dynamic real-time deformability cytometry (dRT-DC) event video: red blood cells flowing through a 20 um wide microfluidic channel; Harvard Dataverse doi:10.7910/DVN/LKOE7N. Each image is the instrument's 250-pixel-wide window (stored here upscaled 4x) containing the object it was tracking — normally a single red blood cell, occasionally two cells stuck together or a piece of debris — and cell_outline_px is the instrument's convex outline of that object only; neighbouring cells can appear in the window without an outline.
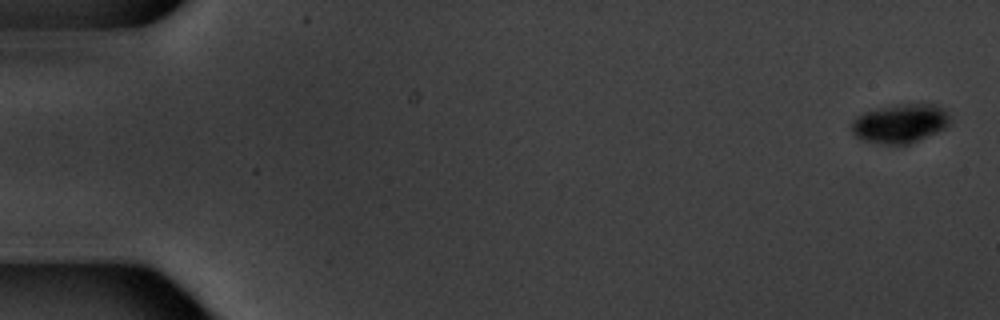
{"species": "common noctule bat (a hibernating species)", "species_latin": "Nyctalus noctula", "temperature_condition": "warm", "stored_images_in_passage": 6, "camera_frame_rate_fps": 3000, "um_per_image_px": 0.085, "animal": {"sex": "male", "body_mass_g": 20.1, "forearm_length_mm": 53.5}, "frame": {"image": 1, "passage_image": 1, "time_ms": 0.0, "image_size_px": [1000, 320], "cell_outline_px": [[952, 120], [944, 128], [936, 132], [908, 144], [880, 144], [860, 140], [852, 132], [852, 120], [856, 116], [864, 112], [880, 108], [900, 104], [936, 104], [948, 112]], "centroid_in_image_um": [76.5, 10.49], "position_along_channel_um": 8.5, "area_um2": 22.31}}
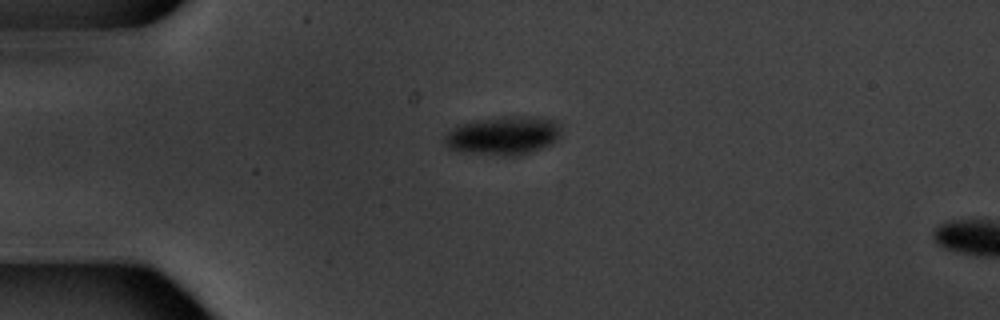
{"frame": {"image": 2, "passage_image": 5, "time_ms": 4.667, "image_size_px": [1000, 320], "cell_outline_px": [[564, 132], [552, 144], [544, 148], [520, 156], [500, 156], [456, 152], [448, 148], [444, 144], [444, 136], [452, 128], [460, 124], [476, 120], [504, 116], [540, 116], [556, 120], [560, 124]], "centroid_in_image_um": [42.83, 11.53], "position_along_channel_um": 42.2, "area_um2": 27.22}}